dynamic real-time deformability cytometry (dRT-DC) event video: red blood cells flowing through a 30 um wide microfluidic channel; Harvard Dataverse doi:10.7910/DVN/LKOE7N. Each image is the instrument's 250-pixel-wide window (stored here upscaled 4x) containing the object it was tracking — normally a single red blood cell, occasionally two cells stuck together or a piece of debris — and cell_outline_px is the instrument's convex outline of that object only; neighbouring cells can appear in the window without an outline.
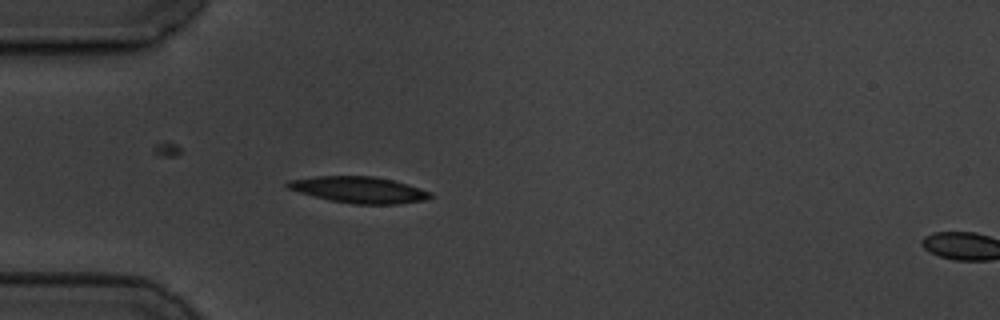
{"species": "common noctule bat (a hibernating species)", "species_latin": "Nyctalus noctula", "temperature_condition": "cold", "stored_images_in_passage": 45, "camera_frame_rate_fps": 3000, "um_per_image_px": 0.085, "animal": {"sex": "male", "body_mass_g": 19.5, "forearm_length_mm": 54.6}, "frame": {"image": 1, "passage_image": 7, "time_ms": 2.0, "image_size_px": [1000, 320], "cell_outline_px": [[432, 196], [424, 200], [396, 204], [352, 204], [328, 200], [300, 192], [288, 188], [284, 184], [288, 180], [316, 176], [376, 176], [408, 184], [432, 192]], "centroid_in_image_um": [30.51, 16.13], "position_along_channel_um": 54.5, "area_um2": 21.91}}
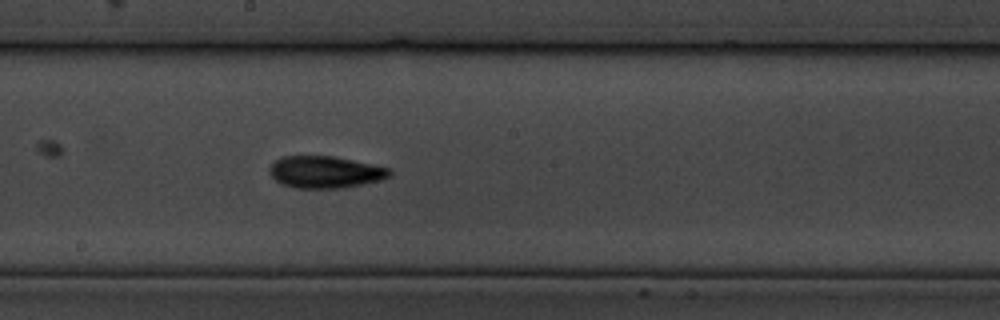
{"frame": {"image": 2, "passage_image": 22, "time_ms": 7.0, "image_size_px": [1000, 320], "cell_outline_px": [[392, 176], [380, 180], [344, 188], [296, 188], [284, 184], [276, 180], [268, 172], [268, 168], [280, 156], [332, 156], [392, 168]], "centroid_in_image_um": [27.66, 14.62], "position_along_channel_um": 220.5, "area_um2": 22.43}}
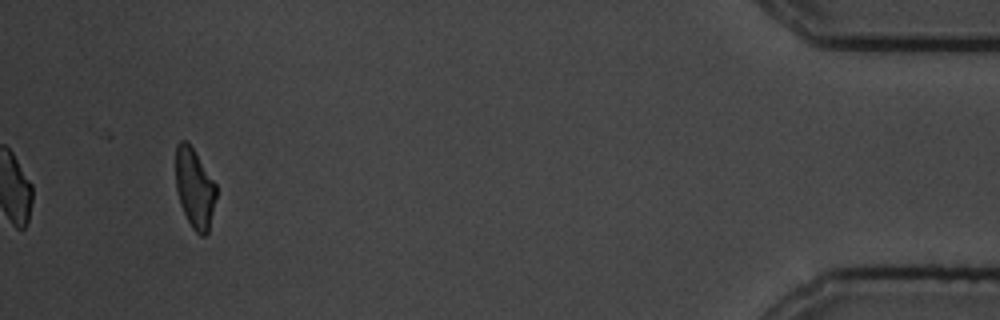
{"frame": {"image": 3, "passage_image": 45, "time_ms": 14.667, "image_size_px": [1000, 320], "cell_outline_px": [[216, 196], [208, 232], [204, 236], [200, 236], [192, 228], [180, 204], [176, 188], [176, 144], [180, 140], [184, 140], [192, 148], [216, 184]], "centroid_in_image_um": [16.53, 16.02], "position_along_channel_um": 418.7, "area_um2": 18.5}, "authors_computed_cell_mechanics": {"area_um2": 21.2704, "velocity_mm_per_s": 3.4847, "shape_relaxation_time_tau1_ms": 3.0853, "shape_relaxation_time_tau2_ms": 4.8252, "deformation_change_tau1": 0.1436, "deformation_change_tau2": 0.132}}